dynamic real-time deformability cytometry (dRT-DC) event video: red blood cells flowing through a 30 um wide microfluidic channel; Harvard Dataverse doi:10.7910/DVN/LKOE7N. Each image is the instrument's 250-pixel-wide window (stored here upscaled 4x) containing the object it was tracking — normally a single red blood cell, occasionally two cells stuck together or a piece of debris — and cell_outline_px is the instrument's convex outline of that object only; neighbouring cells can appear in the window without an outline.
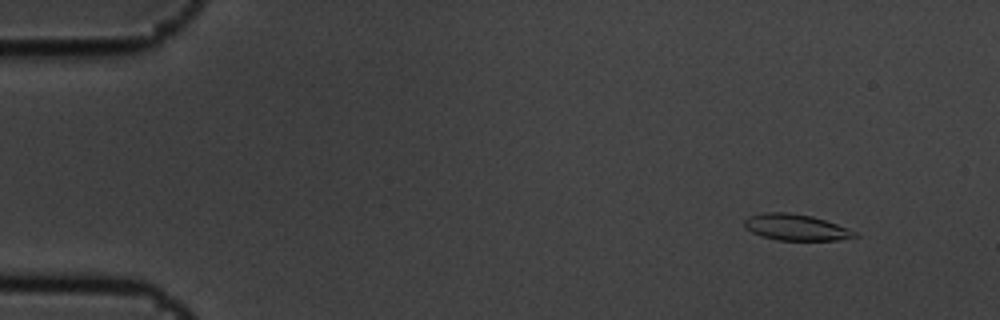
{"species": "common noctule bat (a hibernating species)", "species_latin": "Nyctalus noctula", "temperature_condition": "cold", "stored_images_in_passage": 6, "segment_of_instrument_passage": [1, 2], "camera_frame_rate_fps": 3000, "um_per_image_px": 0.085, "animal": {"sex": "male", "body_mass_g": 19.5, "forearm_length_mm": 54.6}, "frame": {"image": 1, "passage_image": 2, "time_ms": 0.333, "image_size_px": [1000, 320], "cell_outline_px": [[860, 236], [836, 240], [776, 240], [760, 236], [752, 232], [744, 224], [744, 220], [748, 216], [764, 212], [788, 212], [812, 216], [848, 228], [856, 232]], "centroid_in_image_um": [67.64, 19.32], "position_along_channel_um": 17.4, "area_um2": 16.82}}